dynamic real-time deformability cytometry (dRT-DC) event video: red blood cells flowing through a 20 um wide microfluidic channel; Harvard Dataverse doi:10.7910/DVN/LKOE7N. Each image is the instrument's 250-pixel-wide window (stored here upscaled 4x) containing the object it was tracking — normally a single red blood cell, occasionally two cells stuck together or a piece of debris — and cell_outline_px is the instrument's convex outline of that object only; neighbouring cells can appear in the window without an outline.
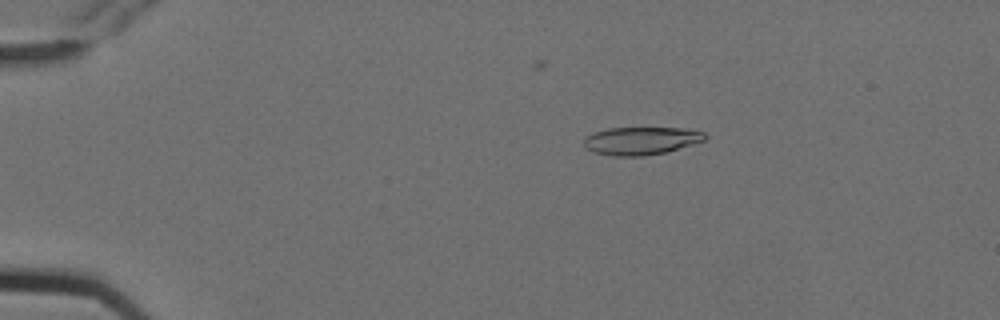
{"species": "Egyptian fruit bat (a non-hibernating species)", "species_latin": "Rousettus aegyptiacus", "temperature_condition": "cold", "stored_images_in_passage": 4, "camera_frame_rate_fps": 3000, "um_per_image_px": 0.085, "animal": {"sex": "female"}, "frame": {"image": 1, "passage_image": 2, "time_ms": 0.333, "image_size_px": [1000, 320], "cell_outline_px": [[708, 136], [704, 140], [692, 144], [664, 152], [644, 156], [612, 156], [592, 152], [584, 144], [584, 136], [592, 132], [608, 128], [680, 128], [704, 132]], "centroid_in_image_um": [54.44, 11.96], "position_along_channel_um": 30.6, "area_um2": 19.59}}